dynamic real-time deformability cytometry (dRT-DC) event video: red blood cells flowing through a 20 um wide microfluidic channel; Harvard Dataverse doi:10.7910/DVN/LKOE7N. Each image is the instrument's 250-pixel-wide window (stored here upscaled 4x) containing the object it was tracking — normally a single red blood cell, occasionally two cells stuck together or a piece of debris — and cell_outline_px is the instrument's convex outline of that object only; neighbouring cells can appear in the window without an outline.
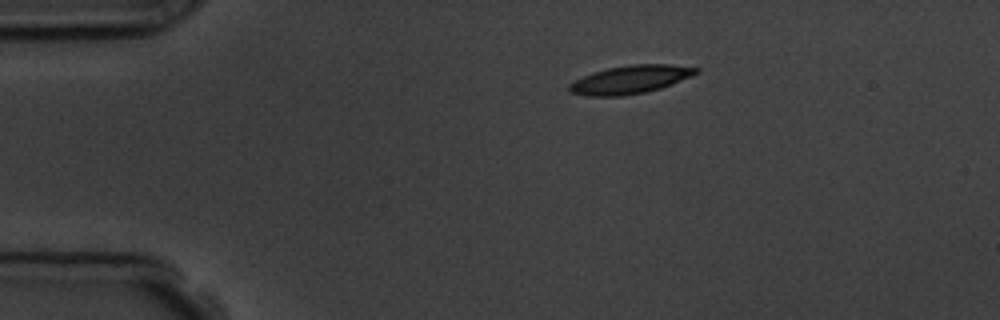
{"species": "common noctule bat (a hibernating species)", "species_latin": "Nyctalus noctula", "temperature_condition": "room temperature", "stored_images_in_passage": 6, "camera_frame_rate_fps": 3000, "um_per_image_px": 0.085, "animal": {"sex": "male", "body_mass_g": 19.5, "forearm_length_mm": 54.6}, "frame": {"image": 1, "passage_image": 1, "time_ms": 0.0, "image_size_px": [1000, 320], "cell_outline_px": [[700, 72], [692, 76], [672, 84], [660, 88], [644, 92], [620, 96], [588, 96], [568, 92], [568, 84], [592, 72], [608, 68], [632, 64], [668, 64], [700, 68]], "centroid_in_image_um": [53.58, 6.76], "position_along_channel_um": 31.4, "area_um2": 20.81}}
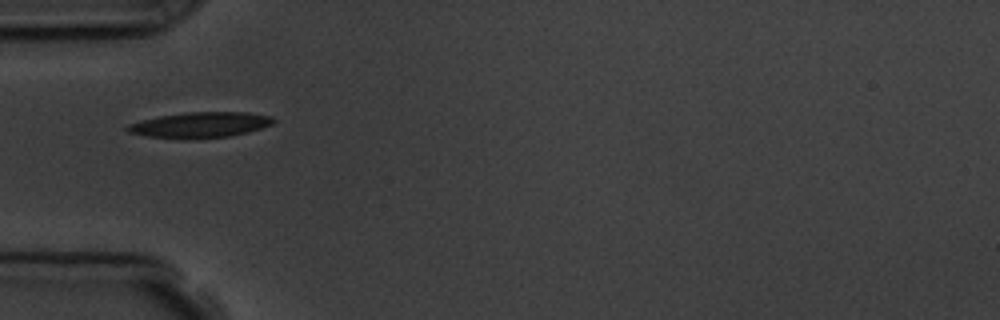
{"frame": {"image": 2, "passage_image": 3, "time_ms": 2.333, "image_size_px": [1000, 320], "cell_outline_px": [[276, 120], [272, 124], [248, 132], [228, 136], [188, 140], [180, 140], [144, 136], [128, 132], [124, 128], [128, 124], [160, 116], [184, 112], [248, 112], [272, 116]], "centroid_in_image_um": [16.98, 10.63], "position_along_channel_um": 68.0, "area_um2": 22.08}}